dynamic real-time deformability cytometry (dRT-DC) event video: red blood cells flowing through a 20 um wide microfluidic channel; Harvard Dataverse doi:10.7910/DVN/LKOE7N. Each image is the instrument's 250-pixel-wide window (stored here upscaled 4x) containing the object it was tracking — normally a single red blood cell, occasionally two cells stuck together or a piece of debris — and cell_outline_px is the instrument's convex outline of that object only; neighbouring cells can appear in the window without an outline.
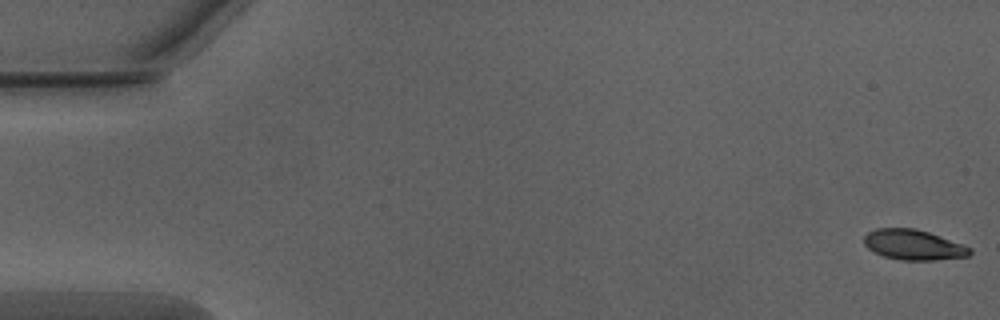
{"species": "Egyptian fruit bat (a non-hibernating species)", "species_latin": "Rousettus aegyptiacus", "temperature_condition": "warm", "stored_images_in_passage": 14, "camera_frame_rate_fps": 3000, "um_per_image_px": 0.085, "animal": {"sex": "male"}, "frame": {"image": 1, "passage_image": 1, "time_ms": 0.0, "image_size_px": [1000, 320], "cell_outline_px": [[972, 252], [968, 256], [936, 260], [900, 260], [884, 256], [868, 248], [864, 244], [864, 236], [868, 232], [876, 228], [916, 228], [964, 244], [972, 248]], "centroid_in_image_um": [77.66, 20.8], "position_along_channel_um": 7.3, "area_um2": 18.67}}